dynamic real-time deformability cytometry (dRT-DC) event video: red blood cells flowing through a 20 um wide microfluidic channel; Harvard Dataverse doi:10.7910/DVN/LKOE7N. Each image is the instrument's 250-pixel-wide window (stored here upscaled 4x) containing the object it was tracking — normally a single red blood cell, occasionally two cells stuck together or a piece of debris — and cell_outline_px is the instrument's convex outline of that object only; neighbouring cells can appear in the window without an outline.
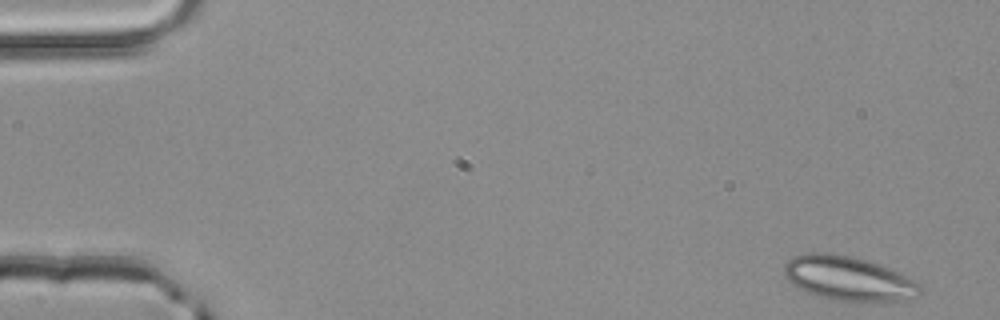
{"species": "common noctule bat (a hibernating species)", "species_latin": "Nyctalus noctula", "temperature_condition": "room temperature", "stored_images_in_passage": 15, "camera_frame_rate_fps": 3000, "um_per_image_px": 0.085, "animal": {"sex": "male", "body_mass_g": 20.4}, "frame": {"image": 1, "passage_image": 1, "time_ms": 0.0, "image_size_px": [1000, 320], "cell_outline_px": [[924, 292], [920, 296], [912, 300], [836, 300], [816, 296], [792, 284], [784, 276], [784, 264], [792, 256], [808, 252], [824, 252], [852, 256], [900, 272], [908, 276], [920, 284], [924, 288]], "centroid_in_image_um": [72.14, 23.66], "position_along_channel_um": 12.9, "area_um2": 35.14}}